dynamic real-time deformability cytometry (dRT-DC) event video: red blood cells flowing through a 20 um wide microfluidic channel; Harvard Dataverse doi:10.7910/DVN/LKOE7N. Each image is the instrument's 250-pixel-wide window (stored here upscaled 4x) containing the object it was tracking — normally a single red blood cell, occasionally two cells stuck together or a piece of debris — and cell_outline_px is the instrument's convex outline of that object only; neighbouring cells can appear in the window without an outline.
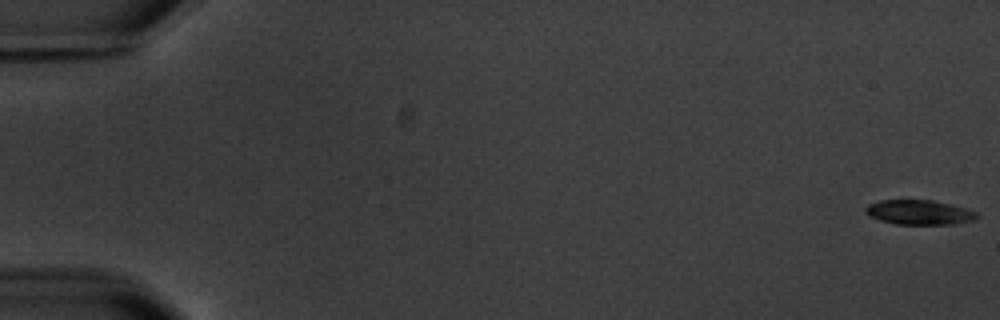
{"species": "common noctule bat (a hibernating species)", "species_latin": "Nyctalus noctula", "temperature_condition": "warm", "stored_images_in_passage": 6, "camera_frame_rate_fps": 3000, "um_per_image_px": 0.085, "animal": {"sex": "male", "body_mass_g": 20.1, "forearm_length_mm": 53.5}, "frame": {"image": 1, "passage_image": 1, "time_ms": 0.0, "image_size_px": [1000, 320], "cell_outline_px": [[980, 216], [972, 220], [952, 224], [896, 224], [880, 220], [872, 216], [864, 208], [868, 204], [880, 200], [932, 200], [964, 208], [976, 212]], "centroid_in_image_um": [78.13, 18.04], "position_along_channel_um": 6.9, "area_um2": 15.66}}
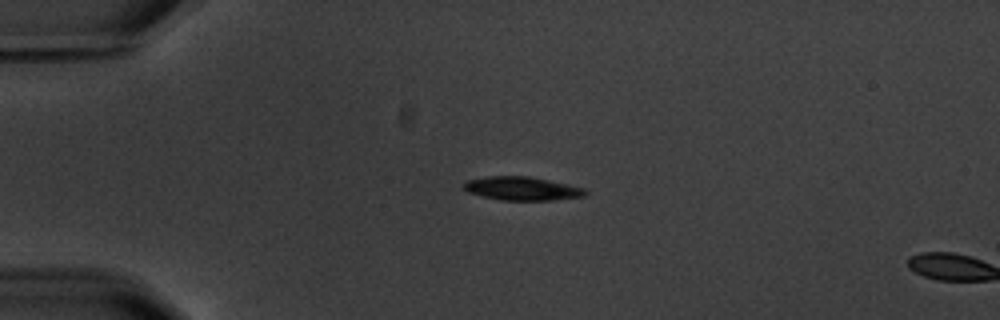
{"frame": {"image": 2, "passage_image": 5, "time_ms": 4.667, "image_size_px": [1000, 320], "cell_outline_px": [[588, 192], [584, 196], [552, 200], [500, 200], [468, 192], [464, 188], [464, 184], [468, 180], [488, 176], [528, 176], [548, 180], [584, 188]], "centroid_in_image_um": [44.38, 16.02], "position_along_channel_um": 40.6, "area_um2": 16.42}}